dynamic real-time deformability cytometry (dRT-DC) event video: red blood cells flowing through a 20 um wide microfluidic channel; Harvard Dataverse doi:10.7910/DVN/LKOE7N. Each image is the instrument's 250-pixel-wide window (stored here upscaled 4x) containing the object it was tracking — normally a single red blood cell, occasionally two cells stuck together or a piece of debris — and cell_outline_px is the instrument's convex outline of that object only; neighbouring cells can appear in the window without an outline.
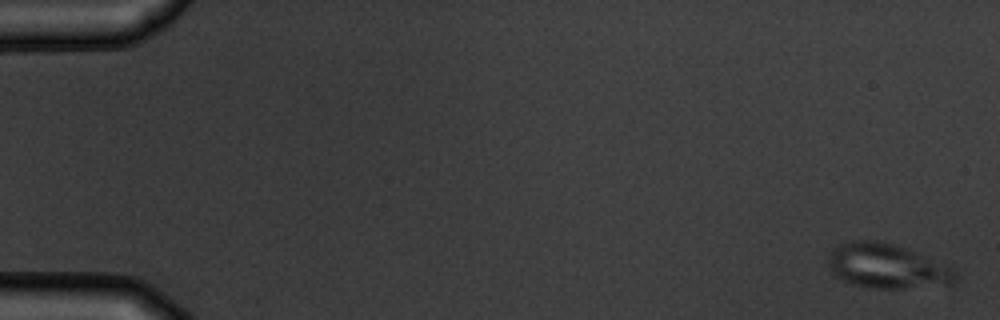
{"species": "common noctule bat (a hibernating species)", "species_latin": "Nyctalus noctula", "temperature_condition": "warm", "stored_images_in_passage": 6, "camera_frame_rate_fps": 3000, "um_per_image_px": 0.085, "animal": {"sex": "male", "body_mass_g": 19.5, "forearm_length_mm": 54.6}, "frame": {"image": 1, "passage_image": 1, "time_ms": 0.0, "image_size_px": [1000, 320], "cell_outline_px": [[956, 280], [952, 284], [904, 288], [868, 288], [852, 284], [836, 276], [832, 272], [828, 264], [828, 256], [832, 248], [836, 244], [852, 240], [876, 240], [892, 244], [904, 248], [952, 268], [956, 272]], "centroid_in_image_um": [75.32, 22.62], "position_along_channel_um": 9.7, "area_um2": 32.77}}